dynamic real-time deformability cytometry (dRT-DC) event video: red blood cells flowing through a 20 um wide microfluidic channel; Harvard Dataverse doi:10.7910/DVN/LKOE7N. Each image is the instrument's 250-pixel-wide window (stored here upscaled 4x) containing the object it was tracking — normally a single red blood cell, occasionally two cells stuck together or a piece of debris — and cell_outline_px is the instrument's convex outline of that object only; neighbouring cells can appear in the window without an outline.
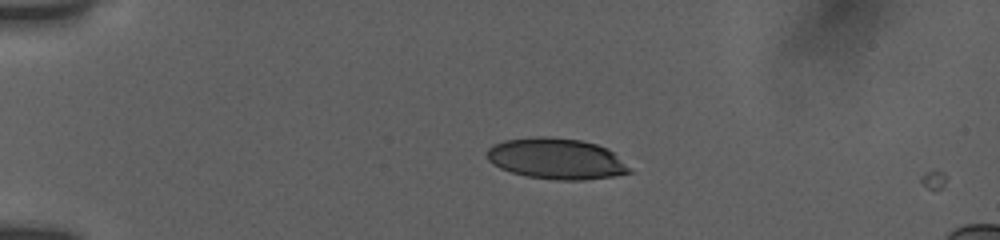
{"species": "human", "species_latin": "Homo sapiens", "temperature_condition": "room temperature", "stored_images_in_passage": 3, "camera_frame_rate_fps": 3000, "um_per_image_px": 0.085, "donor": {"sex": "female"}, "frame": {"image": 1, "passage_image": 2, "time_ms": 0.333, "image_size_px": [1000, 240], "cell_outline_px": [[632, 172], [612, 176], [584, 180], [560, 180], [524, 176], [500, 168], [492, 164], [488, 160], [488, 148], [504, 140], [536, 136], [544, 136], [580, 140], [596, 144], [608, 148], [632, 168]], "centroid_in_image_um": [47.31, 13.49], "position_along_channel_um": 37.7, "area_um2": 33.99}}